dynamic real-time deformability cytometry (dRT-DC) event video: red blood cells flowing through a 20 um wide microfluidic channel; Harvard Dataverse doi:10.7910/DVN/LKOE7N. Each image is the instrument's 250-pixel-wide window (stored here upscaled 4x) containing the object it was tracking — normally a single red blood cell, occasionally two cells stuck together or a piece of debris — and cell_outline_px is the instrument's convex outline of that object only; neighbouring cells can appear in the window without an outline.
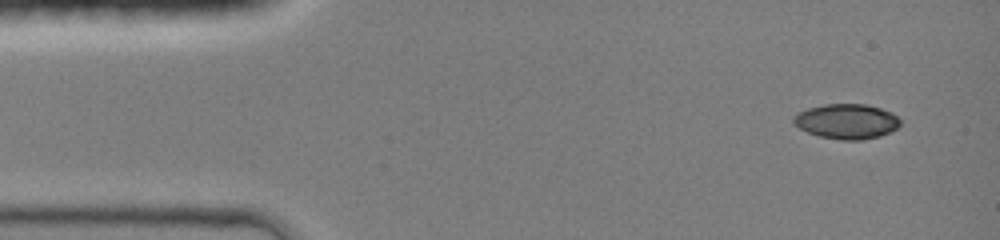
{"species": "common noctule bat (a hibernating species)", "species_latin": "Nyctalus noctula", "temperature_condition": "room temperature", "stored_images_in_passage": 7, "segment_of_instrument_passage": [2, 2], "camera_frame_rate_fps": 3000, "um_per_image_px": 0.085, "animal": {"sex": "female", "body_mass_g": 19.0, "forearm_length_mm": 51.5}, "frame": {"image": 1, "passage_image": 7, "time_ms": 4.667, "image_size_px": [1000, 240], "cell_outline_px": [[900, 124], [896, 128], [880, 136], [860, 140], [840, 140], [820, 136], [808, 132], [800, 128], [792, 120], [792, 116], [808, 108], [824, 104], [864, 104], [880, 108], [892, 112], [900, 120]], "centroid_in_image_um": [71.96, 10.31], "position_along_channel_um": 13.0, "area_um2": 21.56}}